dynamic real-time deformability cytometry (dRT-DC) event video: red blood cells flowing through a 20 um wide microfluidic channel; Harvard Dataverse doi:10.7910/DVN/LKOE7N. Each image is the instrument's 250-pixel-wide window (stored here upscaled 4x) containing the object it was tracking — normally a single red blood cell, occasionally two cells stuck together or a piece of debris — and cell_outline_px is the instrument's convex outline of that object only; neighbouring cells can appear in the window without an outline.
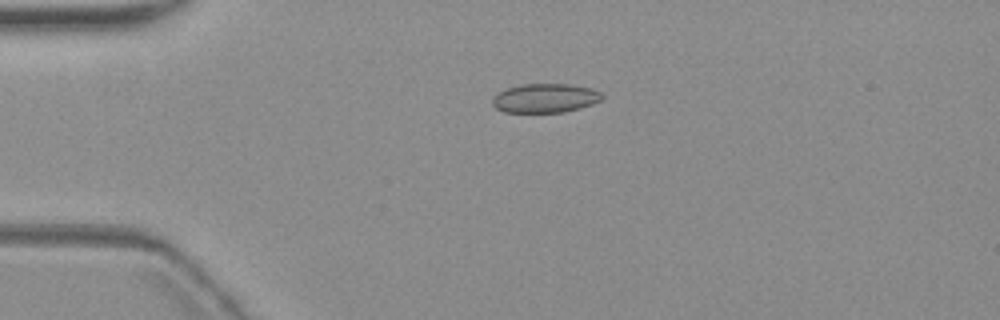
{"species": "common noctule bat (a hibernating species)", "species_latin": "Nyctalus noctula", "temperature_condition": "warm", "stored_images_in_passage": 3, "camera_frame_rate_fps": 3000, "um_per_image_px": 0.085, "animal": {"sex": "female", "body_mass_g": 19.3, "forearm_length_mm": 54.1}, "frame": {"image": 1, "passage_image": 2, "time_ms": 1.0, "image_size_px": [1000, 320], "cell_outline_px": [[604, 96], [600, 100], [592, 104], [580, 108], [564, 112], [504, 112], [496, 108], [492, 104], [492, 96], [508, 88], [520, 84], [568, 84], [592, 88], [600, 92]], "centroid_in_image_um": [46.33, 8.34], "position_along_channel_um": 38.7, "area_um2": 18.55}}